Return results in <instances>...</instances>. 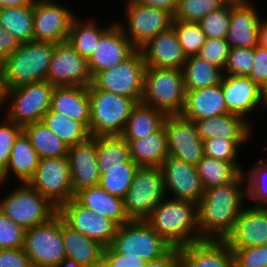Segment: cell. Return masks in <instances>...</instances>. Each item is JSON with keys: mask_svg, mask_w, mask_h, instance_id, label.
Wrapping results in <instances>:
<instances>
[{"mask_svg": "<svg viewBox=\"0 0 267 267\" xmlns=\"http://www.w3.org/2000/svg\"><path fill=\"white\" fill-rule=\"evenodd\" d=\"M229 50L226 39H206L197 56L224 71Z\"/></svg>", "mask_w": 267, "mask_h": 267, "instance_id": "obj_48", "label": "cell"}, {"mask_svg": "<svg viewBox=\"0 0 267 267\" xmlns=\"http://www.w3.org/2000/svg\"><path fill=\"white\" fill-rule=\"evenodd\" d=\"M221 84L229 113L247 120V114L257 106L266 107L263 89L249 77L223 75Z\"/></svg>", "mask_w": 267, "mask_h": 267, "instance_id": "obj_21", "label": "cell"}, {"mask_svg": "<svg viewBox=\"0 0 267 267\" xmlns=\"http://www.w3.org/2000/svg\"><path fill=\"white\" fill-rule=\"evenodd\" d=\"M263 98H264L265 106H267V85H266V87L263 89Z\"/></svg>", "mask_w": 267, "mask_h": 267, "instance_id": "obj_64", "label": "cell"}, {"mask_svg": "<svg viewBox=\"0 0 267 267\" xmlns=\"http://www.w3.org/2000/svg\"><path fill=\"white\" fill-rule=\"evenodd\" d=\"M202 140L225 138L231 141H247L251 137L250 122L231 113L193 121Z\"/></svg>", "mask_w": 267, "mask_h": 267, "instance_id": "obj_28", "label": "cell"}, {"mask_svg": "<svg viewBox=\"0 0 267 267\" xmlns=\"http://www.w3.org/2000/svg\"><path fill=\"white\" fill-rule=\"evenodd\" d=\"M259 45L267 48V20H262L259 26Z\"/></svg>", "mask_w": 267, "mask_h": 267, "instance_id": "obj_59", "label": "cell"}, {"mask_svg": "<svg viewBox=\"0 0 267 267\" xmlns=\"http://www.w3.org/2000/svg\"><path fill=\"white\" fill-rule=\"evenodd\" d=\"M36 0H0L1 8L20 7L34 4Z\"/></svg>", "mask_w": 267, "mask_h": 267, "instance_id": "obj_58", "label": "cell"}, {"mask_svg": "<svg viewBox=\"0 0 267 267\" xmlns=\"http://www.w3.org/2000/svg\"><path fill=\"white\" fill-rule=\"evenodd\" d=\"M137 49L115 22L100 38L95 52L88 59L90 74L112 68L127 60Z\"/></svg>", "mask_w": 267, "mask_h": 267, "instance_id": "obj_19", "label": "cell"}, {"mask_svg": "<svg viewBox=\"0 0 267 267\" xmlns=\"http://www.w3.org/2000/svg\"><path fill=\"white\" fill-rule=\"evenodd\" d=\"M254 48H230L224 75L248 77L254 66Z\"/></svg>", "mask_w": 267, "mask_h": 267, "instance_id": "obj_46", "label": "cell"}, {"mask_svg": "<svg viewBox=\"0 0 267 267\" xmlns=\"http://www.w3.org/2000/svg\"><path fill=\"white\" fill-rule=\"evenodd\" d=\"M58 214L71 228L83 235L110 246L118 225L111 219L96 214L92 209L81 205L74 197L58 207Z\"/></svg>", "mask_w": 267, "mask_h": 267, "instance_id": "obj_15", "label": "cell"}, {"mask_svg": "<svg viewBox=\"0 0 267 267\" xmlns=\"http://www.w3.org/2000/svg\"><path fill=\"white\" fill-rule=\"evenodd\" d=\"M163 126L169 156L196 166L203 158L204 150L194 122L181 115H167Z\"/></svg>", "mask_w": 267, "mask_h": 267, "instance_id": "obj_17", "label": "cell"}, {"mask_svg": "<svg viewBox=\"0 0 267 267\" xmlns=\"http://www.w3.org/2000/svg\"><path fill=\"white\" fill-rule=\"evenodd\" d=\"M50 109L81 122L90 128V98L88 87L55 86Z\"/></svg>", "mask_w": 267, "mask_h": 267, "instance_id": "obj_27", "label": "cell"}, {"mask_svg": "<svg viewBox=\"0 0 267 267\" xmlns=\"http://www.w3.org/2000/svg\"><path fill=\"white\" fill-rule=\"evenodd\" d=\"M101 27L96 24V20L79 21L73 19L67 42L77 51V53L87 60L95 52L101 36L113 25ZM98 25V26H97Z\"/></svg>", "mask_w": 267, "mask_h": 267, "instance_id": "obj_35", "label": "cell"}, {"mask_svg": "<svg viewBox=\"0 0 267 267\" xmlns=\"http://www.w3.org/2000/svg\"><path fill=\"white\" fill-rule=\"evenodd\" d=\"M3 94H4V87H3V82H2V64L0 61V108L2 105Z\"/></svg>", "mask_w": 267, "mask_h": 267, "instance_id": "obj_62", "label": "cell"}, {"mask_svg": "<svg viewBox=\"0 0 267 267\" xmlns=\"http://www.w3.org/2000/svg\"><path fill=\"white\" fill-rule=\"evenodd\" d=\"M40 158L68 156L69 146L55 135L42 121L22 127Z\"/></svg>", "mask_w": 267, "mask_h": 267, "instance_id": "obj_36", "label": "cell"}, {"mask_svg": "<svg viewBox=\"0 0 267 267\" xmlns=\"http://www.w3.org/2000/svg\"><path fill=\"white\" fill-rule=\"evenodd\" d=\"M75 17L71 10L54 0H36L33 40L54 44L66 42Z\"/></svg>", "mask_w": 267, "mask_h": 267, "instance_id": "obj_16", "label": "cell"}, {"mask_svg": "<svg viewBox=\"0 0 267 267\" xmlns=\"http://www.w3.org/2000/svg\"><path fill=\"white\" fill-rule=\"evenodd\" d=\"M130 158L138 166L161 167L169 156L167 134L162 126L157 132L129 143Z\"/></svg>", "mask_w": 267, "mask_h": 267, "instance_id": "obj_32", "label": "cell"}, {"mask_svg": "<svg viewBox=\"0 0 267 267\" xmlns=\"http://www.w3.org/2000/svg\"><path fill=\"white\" fill-rule=\"evenodd\" d=\"M138 168L139 166L132 159L119 164L118 167L105 168V172L100 175L98 185L111 195L124 198Z\"/></svg>", "mask_w": 267, "mask_h": 267, "instance_id": "obj_41", "label": "cell"}, {"mask_svg": "<svg viewBox=\"0 0 267 267\" xmlns=\"http://www.w3.org/2000/svg\"><path fill=\"white\" fill-rule=\"evenodd\" d=\"M58 267H86L83 265H80L79 263H77L75 260L69 259V258H65Z\"/></svg>", "mask_w": 267, "mask_h": 267, "instance_id": "obj_60", "label": "cell"}, {"mask_svg": "<svg viewBox=\"0 0 267 267\" xmlns=\"http://www.w3.org/2000/svg\"><path fill=\"white\" fill-rule=\"evenodd\" d=\"M254 55L255 63L248 77L264 89L267 85V48L257 45Z\"/></svg>", "mask_w": 267, "mask_h": 267, "instance_id": "obj_53", "label": "cell"}, {"mask_svg": "<svg viewBox=\"0 0 267 267\" xmlns=\"http://www.w3.org/2000/svg\"><path fill=\"white\" fill-rule=\"evenodd\" d=\"M178 249L181 267H231L234 258L224 240H200Z\"/></svg>", "mask_w": 267, "mask_h": 267, "instance_id": "obj_24", "label": "cell"}, {"mask_svg": "<svg viewBox=\"0 0 267 267\" xmlns=\"http://www.w3.org/2000/svg\"><path fill=\"white\" fill-rule=\"evenodd\" d=\"M224 241L229 248L267 245V207H245Z\"/></svg>", "mask_w": 267, "mask_h": 267, "instance_id": "obj_20", "label": "cell"}, {"mask_svg": "<svg viewBox=\"0 0 267 267\" xmlns=\"http://www.w3.org/2000/svg\"><path fill=\"white\" fill-rule=\"evenodd\" d=\"M221 6L218 0H179L173 18L186 22H198Z\"/></svg>", "mask_w": 267, "mask_h": 267, "instance_id": "obj_45", "label": "cell"}, {"mask_svg": "<svg viewBox=\"0 0 267 267\" xmlns=\"http://www.w3.org/2000/svg\"><path fill=\"white\" fill-rule=\"evenodd\" d=\"M67 157L74 193L99 184L101 173L96 160V136L70 146Z\"/></svg>", "mask_w": 267, "mask_h": 267, "instance_id": "obj_22", "label": "cell"}, {"mask_svg": "<svg viewBox=\"0 0 267 267\" xmlns=\"http://www.w3.org/2000/svg\"><path fill=\"white\" fill-rule=\"evenodd\" d=\"M129 143L121 135L96 136V160L100 173L130 160Z\"/></svg>", "mask_w": 267, "mask_h": 267, "instance_id": "obj_37", "label": "cell"}, {"mask_svg": "<svg viewBox=\"0 0 267 267\" xmlns=\"http://www.w3.org/2000/svg\"><path fill=\"white\" fill-rule=\"evenodd\" d=\"M229 113L223 95L222 84L186 91L183 118L190 121L216 117Z\"/></svg>", "mask_w": 267, "mask_h": 267, "instance_id": "obj_26", "label": "cell"}, {"mask_svg": "<svg viewBox=\"0 0 267 267\" xmlns=\"http://www.w3.org/2000/svg\"><path fill=\"white\" fill-rule=\"evenodd\" d=\"M166 116L164 112L138 102L133 106L121 136L130 143L157 132L163 126Z\"/></svg>", "mask_w": 267, "mask_h": 267, "instance_id": "obj_33", "label": "cell"}, {"mask_svg": "<svg viewBox=\"0 0 267 267\" xmlns=\"http://www.w3.org/2000/svg\"><path fill=\"white\" fill-rule=\"evenodd\" d=\"M28 184L48 198L56 207L75 196L67 156L40 158Z\"/></svg>", "mask_w": 267, "mask_h": 267, "instance_id": "obj_12", "label": "cell"}, {"mask_svg": "<svg viewBox=\"0 0 267 267\" xmlns=\"http://www.w3.org/2000/svg\"><path fill=\"white\" fill-rule=\"evenodd\" d=\"M260 14L251 6L250 0L231 8L226 41L230 48H255L259 45Z\"/></svg>", "mask_w": 267, "mask_h": 267, "instance_id": "obj_25", "label": "cell"}, {"mask_svg": "<svg viewBox=\"0 0 267 267\" xmlns=\"http://www.w3.org/2000/svg\"><path fill=\"white\" fill-rule=\"evenodd\" d=\"M247 141H231L225 138H211L203 140L204 155L218 160L237 163L236 157L241 144Z\"/></svg>", "mask_w": 267, "mask_h": 267, "instance_id": "obj_47", "label": "cell"}, {"mask_svg": "<svg viewBox=\"0 0 267 267\" xmlns=\"http://www.w3.org/2000/svg\"><path fill=\"white\" fill-rule=\"evenodd\" d=\"M126 7L124 16L127 25L118 24L137 50L159 33L172 27L173 15L163 9L136 4L131 0L127 1Z\"/></svg>", "mask_w": 267, "mask_h": 267, "instance_id": "obj_13", "label": "cell"}, {"mask_svg": "<svg viewBox=\"0 0 267 267\" xmlns=\"http://www.w3.org/2000/svg\"><path fill=\"white\" fill-rule=\"evenodd\" d=\"M147 263L137 257L119 254L111 246L105 247L103 252L102 267H144Z\"/></svg>", "mask_w": 267, "mask_h": 267, "instance_id": "obj_52", "label": "cell"}, {"mask_svg": "<svg viewBox=\"0 0 267 267\" xmlns=\"http://www.w3.org/2000/svg\"><path fill=\"white\" fill-rule=\"evenodd\" d=\"M185 91L213 87L221 83L223 70L201 59L188 56L182 67Z\"/></svg>", "mask_w": 267, "mask_h": 267, "instance_id": "obj_34", "label": "cell"}, {"mask_svg": "<svg viewBox=\"0 0 267 267\" xmlns=\"http://www.w3.org/2000/svg\"><path fill=\"white\" fill-rule=\"evenodd\" d=\"M3 121L2 124L0 123V174L8 165L14 142L22 132V126L7 118Z\"/></svg>", "mask_w": 267, "mask_h": 267, "instance_id": "obj_50", "label": "cell"}, {"mask_svg": "<svg viewBox=\"0 0 267 267\" xmlns=\"http://www.w3.org/2000/svg\"><path fill=\"white\" fill-rule=\"evenodd\" d=\"M166 196L161 167L139 166L123 198L125 212L130 220H145Z\"/></svg>", "mask_w": 267, "mask_h": 267, "instance_id": "obj_10", "label": "cell"}, {"mask_svg": "<svg viewBox=\"0 0 267 267\" xmlns=\"http://www.w3.org/2000/svg\"><path fill=\"white\" fill-rule=\"evenodd\" d=\"M34 4L0 9V25L20 43L33 41Z\"/></svg>", "mask_w": 267, "mask_h": 267, "instance_id": "obj_39", "label": "cell"}, {"mask_svg": "<svg viewBox=\"0 0 267 267\" xmlns=\"http://www.w3.org/2000/svg\"><path fill=\"white\" fill-rule=\"evenodd\" d=\"M23 250L33 267H58L66 258L62 217L57 213L47 222L26 229Z\"/></svg>", "mask_w": 267, "mask_h": 267, "instance_id": "obj_9", "label": "cell"}, {"mask_svg": "<svg viewBox=\"0 0 267 267\" xmlns=\"http://www.w3.org/2000/svg\"><path fill=\"white\" fill-rule=\"evenodd\" d=\"M185 95L181 69L146 67L141 102L166 115H180Z\"/></svg>", "mask_w": 267, "mask_h": 267, "instance_id": "obj_4", "label": "cell"}, {"mask_svg": "<svg viewBox=\"0 0 267 267\" xmlns=\"http://www.w3.org/2000/svg\"><path fill=\"white\" fill-rule=\"evenodd\" d=\"M145 221L173 248L200 241L197 203L193 201L164 198Z\"/></svg>", "mask_w": 267, "mask_h": 267, "instance_id": "obj_2", "label": "cell"}, {"mask_svg": "<svg viewBox=\"0 0 267 267\" xmlns=\"http://www.w3.org/2000/svg\"><path fill=\"white\" fill-rule=\"evenodd\" d=\"M247 198L255 201L254 207H267V161L255 162L249 171L244 173Z\"/></svg>", "mask_w": 267, "mask_h": 267, "instance_id": "obj_42", "label": "cell"}, {"mask_svg": "<svg viewBox=\"0 0 267 267\" xmlns=\"http://www.w3.org/2000/svg\"><path fill=\"white\" fill-rule=\"evenodd\" d=\"M46 80L54 86L88 87L92 84L88 60L80 56L67 41L57 43Z\"/></svg>", "mask_w": 267, "mask_h": 267, "instance_id": "obj_14", "label": "cell"}, {"mask_svg": "<svg viewBox=\"0 0 267 267\" xmlns=\"http://www.w3.org/2000/svg\"><path fill=\"white\" fill-rule=\"evenodd\" d=\"M62 236L66 258L86 267H102L105 246L71 228L62 219Z\"/></svg>", "mask_w": 267, "mask_h": 267, "instance_id": "obj_29", "label": "cell"}, {"mask_svg": "<svg viewBox=\"0 0 267 267\" xmlns=\"http://www.w3.org/2000/svg\"><path fill=\"white\" fill-rule=\"evenodd\" d=\"M41 121L69 147L82 143L90 137L89 130L81 122L51 109Z\"/></svg>", "mask_w": 267, "mask_h": 267, "instance_id": "obj_40", "label": "cell"}, {"mask_svg": "<svg viewBox=\"0 0 267 267\" xmlns=\"http://www.w3.org/2000/svg\"><path fill=\"white\" fill-rule=\"evenodd\" d=\"M231 267H244V266L241 265L235 258H233Z\"/></svg>", "mask_w": 267, "mask_h": 267, "instance_id": "obj_63", "label": "cell"}, {"mask_svg": "<svg viewBox=\"0 0 267 267\" xmlns=\"http://www.w3.org/2000/svg\"><path fill=\"white\" fill-rule=\"evenodd\" d=\"M144 267H181V257L178 248H173L163 258L148 262Z\"/></svg>", "mask_w": 267, "mask_h": 267, "instance_id": "obj_56", "label": "cell"}, {"mask_svg": "<svg viewBox=\"0 0 267 267\" xmlns=\"http://www.w3.org/2000/svg\"><path fill=\"white\" fill-rule=\"evenodd\" d=\"M40 157L22 131L16 138L10 153L8 165L0 174V185L7 181L10 172L22 183H28L39 164Z\"/></svg>", "mask_w": 267, "mask_h": 267, "instance_id": "obj_31", "label": "cell"}, {"mask_svg": "<svg viewBox=\"0 0 267 267\" xmlns=\"http://www.w3.org/2000/svg\"><path fill=\"white\" fill-rule=\"evenodd\" d=\"M196 168L204 189L232 182L241 172H244L239 163L224 162L205 155Z\"/></svg>", "mask_w": 267, "mask_h": 267, "instance_id": "obj_38", "label": "cell"}, {"mask_svg": "<svg viewBox=\"0 0 267 267\" xmlns=\"http://www.w3.org/2000/svg\"><path fill=\"white\" fill-rule=\"evenodd\" d=\"M139 50L147 67L182 69L187 60L172 27L153 37Z\"/></svg>", "mask_w": 267, "mask_h": 267, "instance_id": "obj_23", "label": "cell"}, {"mask_svg": "<svg viewBox=\"0 0 267 267\" xmlns=\"http://www.w3.org/2000/svg\"><path fill=\"white\" fill-rule=\"evenodd\" d=\"M174 29L178 42L186 56L197 55L206 41V36L198 22H186L173 19Z\"/></svg>", "mask_w": 267, "mask_h": 267, "instance_id": "obj_43", "label": "cell"}, {"mask_svg": "<svg viewBox=\"0 0 267 267\" xmlns=\"http://www.w3.org/2000/svg\"><path fill=\"white\" fill-rule=\"evenodd\" d=\"M136 4L163 9L174 15L179 0H131Z\"/></svg>", "mask_w": 267, "mask_h": 267, "instance_id": "obj_57", "label": "cell"}, {"mask_svg": "<svg viewBox=\"0 0 267 267\" xmlns=\"http://www.w3.org/2000/svg\"><path fill=\"white\" fill-rule=\"evenodd\" d=\"M26 229L13 222L0 210V249L23 248Z\"/></svg>", "mask_w": 267, "mask_h": 267, "instance_id": "obj_49", "label": "cell"}, {"mask_svg": "<svg viewBox=\"0 0 267 267\" xmlns=\"http://www.w3.org/2000/svg\"><path fill=\"white\" fill-rule=\"evenodd\" d=\"M20 42L0 25V61L2 62L7 56L13 53L19 46Z\"/></svg>", "mask_w": 267, "mask_h": 267, "instance_id": "obj_55", "label": "cell"}, {"mask_svg": "<svg viewBox=\"0 0 267 267\" xmlns=\"http://www.w3.org/2000/svg\"><path fill=\"white\" fill-rule=\"evenodd\" d=\"M54 87L44 80L4 89L1 107L10 101L5 117L22 127L41 121L50 110Z\"/></svg>", "mask_w": 267, "mask_h": 267, "instance_id": "obj_7", "label": "cell"}, {"mask_svg": "<svg viewBox=\"0 0 267 267\" xmlns=\"http://www.w3.org/2000/svg\"><path fill=\"white\" fill-rule=\"evenodd\" d=\"M222 5L239 6L246 3L248 0H218Z\"/></svg>", "mask_w": 267, "mask_h": 267, "instance_id": "obj_61", "label": "cell"}, {"mask_svg": "<svg viewBox=\"0 0 267 267\" xmlns=\"http://www.w3.org/2000/svg\"><path fill=\"white\" fill-rule=\"evenodd\" d=\"M230 249L244 267H264L267 264V245Z\"/></svg>", "mask_w": 267, "mask_h": 267, "instance_id": "obj_51", "label": "cell"}, {"mask_svg": "<svg viewBox=\"0 0 267 267\" xmlns=\"http://www.w3.org/2000/svg\"><path fill=\"white\" fill-rule=\"evenodd\" d=\"M74 198L86 208L92 209L97 215L101 214L114 221L118 226L130 221L123 198L111 195L99 185L81 189Z\"/></svg>", "mask_w": 267, "mask_h": 267, "instance_id": "obj_30", "label": "cell"}, {"mask_svg": "<svg viewBox=\"0 0 267 267\" xmlns=\"http://www.w3.org/2000/svg\"><path fill=\"white\" fill-rule=\"evenodd\" d=\"M0 267H32L23 248L0 249Z\"/></svg>", "mask_w": 267, "mask_h": 267, "instance_id": "obj_54", "label": "cell"}, {"mask_svg": "<svg viewBox=\"0 0 267 267\" xmlns=\"http://www.w3.org/2000/svg\"><path fill=\"white\" fill-rule=\"evenodd\" d=\"M243 183L245 176L241 172L232 182L205 189L197 203L200 240H224L230 234L245 208L247 190Z\"/></svg>", "mask_w": 267, "mask_h": 267, "instance_id": "obj_1", "label": "cell"}, {"mask_svg": "<svg viewBox=\"0 0 267 267\" xmlns=\"http://www.w3.org/2000/svg\"><path fill=\"white\" fill-rule=\"evenodd\" d=\"M110 246L119 254L146 262L159 260L173 249L145 220L118 226Z\"/></svg>", "mask_w": 267, "mask_h": 267, "instance_id": "obj_6", "label": "cell"}, {"mask_svg": "<svg viewBox=\"0 0 267 267\" xmlns=\"http://www.w3.org/2000/svg\"><path fill=\"white\" fill-rule=\"evenodd\" d=\"M165 192L173 199L198 203L205 189L195 165L168 156L161 165Z\"/></svg>", "mask_w": 267, "mask_h": 267, "instance_id": "obj_18", "label": "cell"}, {"mask_svg": "<svg viewBox=\"0 0 267 267\" xmlns=\"http://www.w3.org/2000/svg\"><path fill=\"white\" fill-rule=\"evenodd\" d=\"M0 210L25 229L45 223L58 213V207L28 183H22L4 197Z\"/></svg>", "mask_w": 267, "mask_h": 267, "instance_id": "obj_8", "label": "cell"}, {"mask_svg": "<svg viewBox=\"0 0 267 267\" xmlns=\"http://www.w3.org/2000/svg\"><path fill=\"white\" fill-rule=\"evenodd\" d=\"M54 46L34 40L21 43L1 62L4 89L46 80Z\"/></svg>", "mask_w": 267, "mask_h": 267, "instance_id": "obj_3", "label": "cell"}, {"mask_svg": "<svg viewBox=\"0 0 267 267\" xmlns=\"http://www.w3.org/2000/svg\"><path fill=\"white\" fill-rule=\"evenodd\" d=\"M147 65L140 50H136L124 62L92 77V84L104 91L129 97L141 102L144 88V75Z\"/></svg>", "mask_w": 267, "mask_h": 267, "instance_id": "obj_11", "label": "cell"}, {"mask_svg": "<svg viewBox=\"0 0 267 267\" xmlns=\"http://www.w3.org/2000/svg\"><path fill=\"white\" fill-rule=\"evenodd\" d=\"M232 7L222 5L198 21L206 39H226Z\"/></svg>", "mask_w": 267, "mask_h": 267, "instance_id": "obj_44", "label": "cell"}, {"mask_svg": "<svg viewBox=\"0 0 267 267\" xmlns=\"http://www.w3.org/2000/svg\"><path fill=\"white\" fill-rule=\"evenodd\" d=\"M90 98V136L121 135L136 102L112 92L88 86Z\"/></svg>", "mask_w": 267, "mask_h": 267, "instance_id": "obj_5", "label": "cell"}]
</instances>
